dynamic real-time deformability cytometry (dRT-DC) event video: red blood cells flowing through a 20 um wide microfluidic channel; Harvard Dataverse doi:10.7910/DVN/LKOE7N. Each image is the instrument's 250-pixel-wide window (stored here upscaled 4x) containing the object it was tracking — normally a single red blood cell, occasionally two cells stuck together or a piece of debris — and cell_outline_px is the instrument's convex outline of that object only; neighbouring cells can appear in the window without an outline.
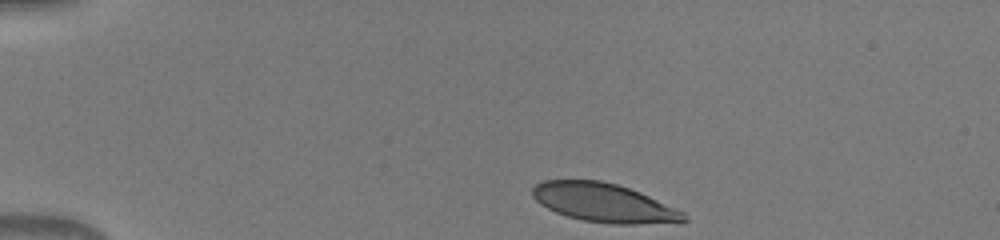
{"species": "human", "species_latin": "Homo sapiens", "temperature_condition": "warm", "stored_images_in_passage": 40, "camera_frame_rate_fps": 3000, "um_per_image_px": 0.085, "donor": {"sex": "male"}, "frame": {"image": 1, "passage_image": 1, "time_ms": 0.0, "image_size_px": [1000, 240], "cell_outline_px": [[688, 220], [680, 224], [612, 224], [584, 220], [568, 216], [556, 212], [540, 204], [532, 196], [532, 188], [536, 184], [544, 180], [600, 180], [616, 184], [640, 192], [676, 208], [684, 212], [688, 216]], "centroid_in_image_um": [51.4, 17.25], "position_along_channel_um": 33.6, "area_um2": 34.45}}
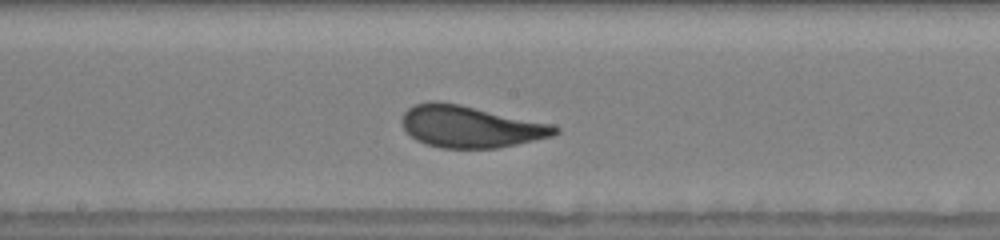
{"frame": {"image": 2, "passage_image": 19, "time_ms": 6.0, "image_size_px": [1000, 240], "cell_outline_px": [[560, 132], [552, 136], [516, 144], [496, 148], [444, 148], [428, 144], [416, 140], [404, 128], [400, 120], [404, 112], [408, 108], [416, 104], [432, 100], [436, 100], [460, 104], [552, 124], [560, 128]], "centroid_in_image_um": [39.97, 10.75], "position_along_channel_um": 208.2, "area_um2": 37.17}}
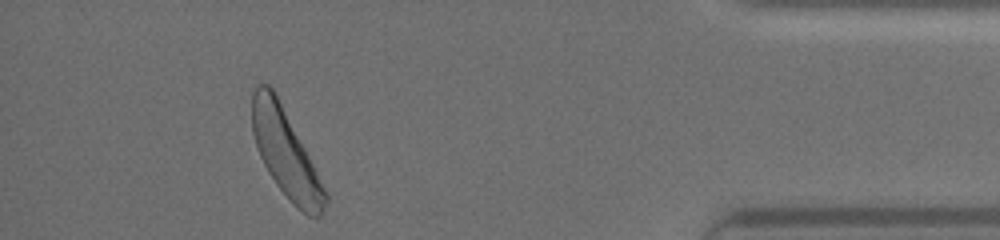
{"frame": {"image": 3, "passage_image": 37, "time_ms": 12.0, "image_size_px": [1000, 240], "cell_outline_px": [[328, 200], [320, 216], [308, 216], [292, 204], [276, 184], [268, 172], [260, 156], [252, 132], [252, 92], [256, 84], [268, 84], [276, 92], [328, 192]], "centroid_in_image_um": [24.29, 13.02], "position_along_channel_um": 410.9, "area_um2": 37.28}}